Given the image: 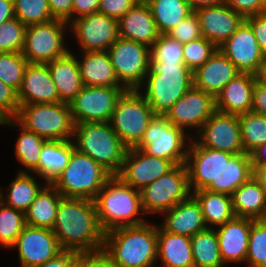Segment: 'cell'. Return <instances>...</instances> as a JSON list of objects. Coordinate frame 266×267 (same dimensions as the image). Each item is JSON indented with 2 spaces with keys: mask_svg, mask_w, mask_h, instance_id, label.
<instances>
[{
  "mask_svg": "<svg viewBox=\"0 0 266 267\" xmlns=\"http://www.w3.org/2000/svg\"><path fill=\"white\" fill-rule=\"evenodd\" d=\"M52 231L63 250L77 253L103 250L104 231L93 200L62 197Z\"/></svg>",
  "mask_w": 266,
  "mask_h": 267,
  "instance_id": "obj_1",
  "label": "cell"
},
{
  "mask_svg": "<svg viewBox=\"0 0 266 267\" xmlns=\"http://www.w3.org/2000/svg\"><path fill=\"white\" fill-rule=\"evenodd\" d=\"M103 251L114 267H155L157 224L147 221L112 229L104 233Z\"/></svg>",
  "mask_w": 266,
  "mask_h": 267,
  "instance_id": "obj_2",
  "label": "cell"
},
{
  "mask_svg": "<svg viewBox=\"0 0 266 267\" xmlns=\"http://www.w3.org/2000/svg\"><path fill=\"white\" fill-rule=\"evenodd\" d=\"M97 218L104 233L145 223L141 193L113 175L94 199ZM138 214V215H137ZM142 214V215H141Z\"/></svg>",
  "mask_w": 266,
  "mask_h": 267,
  "instance_id": "obj_3",
  "label": "cell"
},
{
  "mask_svg": "<svg viewBox=\"0 0 266 267\" xmlns=\"http://www.w3.org/2000/svg\"><path fill=\"white\" fill-rule=\"evenodd\" d=\"M146 80L140 86L154 115L165 116L170 108L193 87V72L184 63L150 62ZM143 87V88H142Z\"/></svg>",
  "mask_w": 266,
  "mask_h": 267,
  "instance_id": "obj_4",
  "label": "cell"
},
{
  "mask_svg": "<svg viewBox=\"0 0 266 267\" xmlns=\"http://www.w3.org/2000/svg\"><path fill=\"white\" fill-rule=\"evenodd\" d=\"M72 140L77 151L88 155L112 175L120 172L127 147L109 122L75 124Z\"/></svg>",
  "mask_w": 266,
  "mask_h": 267,
  "instance_id": "obj_5",
  "label": "cell"
},
{
  "mask_svg": "<svg viewBox=\"0 0 266 267\" xmlns=\"http://www.w3.org/2000/svg\"><path fill=\"white\" fill-rule=\"evenodd\" d=\"M112 176L88 155L74 149L69 164L51 184L63 197L94 201Z\"/></svg>",
  "mask_w": 266,
  "mask_h": 267,
  "instance_id": "obj_6",
  "label": "cell"
},
{
  "mask_svg": "<svg viewBox=\"0 0 266 267\" xmlns=\"http://www.w3.org/2000/svg\"><path fill=\"white\" fill-rule=\"evenodd\" d=\"M15 120L47 141L72 140L75 122L64 102L20 105Z\"/></svg>",
  "mask_w": 266,
  "mask_h": 267,
  "instance_id": "obj_7",
  "label": "cell"
},
{
  "mask_svg": "<svg viewBox=\"0 0 266 267\" xmlns=\"http://www.w3.org/2000/svg\"><path fill=\"white\" fill-rule=\"evenodd\" d=\"M153 117V110L142 92L138 89H128L117 100L109 123L120 141L127 148H132L141 141Z\"/></svg>",
  "mask_w": 266,
  "mask_h": 267,
  "instance_id": "obj_8",
  "label": "cell"
},
{
  "mask_svg": "<svg viewBox=\"0 0 266 267\" xmlns=\"http://www.w3.org/2000/svg\"><path fill=\"white\" fill-rule=\"evenodd\" d=\"M186 135L183 129L173 125L165 116L154 115L135 148L142 149L148 155L167 159L174 165L184 164L190 143L186 141L189 136Z\"/></svg>",
  "mask_w": 266,
  "mask_h": 267,
  "instance_id": "obj_9",
  "label": "cell"
},
{
  "mask_svg": "<svg viewBox=\"0 0 266 267\" xmlns=\"http://www.w3.org/2000/svg\"><path fill=\"white\" fill-rule=\"evenodd\" d=\"M144 213L170 210L191 194L188 170L184 164L175 165L169 172L140 191Z\"/></svg>",
  "mask_w": 266,
  "mask_h": 267,
  "instance_id": "obj_10",
  "label": "cell"
},
{
  "mask_svg": "<svg viewBox=\"0 0 266 267\" xmlns=\"http://www.w3.org/2000/svg\"><path fill=\"white\" fill-rule=\"evenodd\" d=\"M65 21L53 19L46 23L28 25L21 51L29 63L47 64L64 56L69 49L64 43Z\"/></svg>",
  "mask_w": 266,
  "mask_h": 267,
  "instance_id": "obj_11",
  "label": "cell"
},
{
  "mask_svg": "<svg viewBox=\"0 0 266 267\" xmlns=\"http://www.w3.org/2000/svg\"><path fill=\"white\" fill-rule=\"evenodd\" d=\"M119 82L128 89H139L150 66V48L119 37L107 50Z\"/></svg>",
  "mask_w": 266,
  "mask_h": 267,
  "instance_id": "obj_12",
  "label": "cell"
},
{
  "mask_svg": "<svg viewBox=\"0 0 266 267\" xmlns=\"http://www.w3.org/2000/svg\"><path fill=\"white\" fill-rule=\"evenodd\" d=\"M188 146L185 165L191 192L209 190L220 193L221 166L233 156L225 151H219L201 146L194 137ZM193 190V191H192Z\"/></svg>",
  "mask_w": 266,
  "mask_h": 267,
  "instance_id": "obj_13",
  "label": "cell"
},
{
  "mask_svg": "<svg viewBox=\"0 0 266 267\" xmlns=\"http://www.w3.org/2000/svg\"><path fill=\"white\" fill-rule=\"evenodd\" d=\"M125 87L83 86L70 102L75 124L109 122Z\"/></svg>",
  "mask_w": 266,
  "mask_h": 267,
  "instance_id": "obj_14",
  "label": "cell"
},
{
  "mask_svg": "<svg viewBox=\"0 0 266 267\" xmlns=\"http://www.w3.org/2000/svg\"><path fill=\"white\" fill-rule=\"evenodd\" d=\"M69 29L76 36L81 52L107 51L119 38L118 20L99 12L72 20Z\"/></svg>",
  "mask_w": 266,
  "mask_h": 267,
  "instance_id": "obj_15",
  "label": "cell"
},
{
  "mask_svg": "<svg viewBox=\"0 0 266 267\" xmlns=\"http://www.w3.org/2000/svg\"><path fill=\"white\" fill-rule=\"evenodd\" d=\"M203 147L230 154L245 153L238 115L215 111L195 136Z\"/></svg>",
  "mask_w": 266,
  "mask_h": 267,
  "instance_id": "obj_16",
  "label": "cell"
},
{
  "mask_svg": "<svg viewBox=\"0 0 266 267\" xmlns=\"http://www.w3.org/2000/svg\"><path fill=\"white\" fill-rule=\"evenodd\" d=\"M174 166L167 159L148 155L142 149L132 147L127 148L122 168L117 176L125 184L141 191L169 172Z\"/></svg>",
  "mask_w": 266,
  "mask_h": 267,
  "instance_id": "obj_17",
  "label": "cell"
},
{
  "mask_svg": "<svg viewBox=\"0 0 266 267\" xmlns=\"http://www.w3.org/2000/svg\"><path fill=\"white\" fill-rule=\"evenodd\" d=\"M20 267H37L63 251L52 229L26 225L15 243Z\"/></svg>",
  "mask_w": 266,
  "mask_h": 267,
  "instance_id": "obj_18",
  "label": "cell"
},
{
  "mask_svg": "<svg viewBox=\"0 0 266 267\" xmlns=\"http://www.w3.org/2000/svg\"><path fill=\"white\" fill-rule=\"evenodd\" d=\"M215 111V98L193 86L170 108L165 117L184 131L186 128H196L198 133Z\"/></svg>",
  "mask_w": 266,
  "mask_h": 267,
  "instance_id": "obj_19",
  "label": "cell"
},
{
  "mask_svg": "<svg viewBox=\"0 0 266 267\" xmlns=\"http://www.w3.org/2000/svg\"><path fill=\"white\" fill-rule=\"evenodd\" d=\"M218 48L240 72L256 74L265 61L255 35L245 21Z\"/></svg>",
  "mask_w": 266,
  "mask_h": 267,
  "instance_id": "obj_20",
  "label": "cell"
},
{
  "mask_svg": "<svg viewBox=\"0 0 266 267\" xmlns=\"http://www.w3.org/2000/svg\"><path fill=\"white\" fill-rule=\"evenodd\" d=\"M203 37L219 47L245 21V17L226 4L202 7L195 11Z\"/></svg>",
  "mask_w": 266,
  "mask_h": 267,
  "instance_id": "obj_21",
  "label": "cell"
},
{
  "mask_svg": "<svg viewBox=\"0 0 266 267\" xmlns=\"http://www.w3.org/2000/svg\"><path fill=\"white\" fill-rule=\"evenodd\" d=\"M17 97L20 105L60 102L47 64L28 63Z\"/></svg>",
  "mask_w": 266,
  "mask_h": 267,
  "instance_id": "obj_22",
  "label": "cell"
},
{
  "mask_svg": "<svg viewBox=\"0 0 266 267\" xmlns=\"http://www.w3.org/2000/svg\"><path fill=\"white\" fill-rule=\"evenodd\" d=\"M251 219L234 217L215 229L224 266L245 263L248 251Z\"/></svg>",
  "mask_w": 266,
  "mask_h": 267,
  "instance_id": "obj_23",
  "label": "cell"
},
{
  "mask_svg": "<svg viewBox=\"0 0 266 267\" xmlns=\"http://www.w3.org/2000/svg\"><path fill=\"white\" fill-rule=\"evenodd\" d=\"M256 81L255 74L240 72L216 96V111L235 115L251 112Z\"/></svg>",
  "mask_w": 266,
  "mask_h": 267,
  "instance_id": "obj_24",
  "label": "cell"
},
{
  "mask_svg": "<svg viewBox=\"0 0 266 267\" xmlns=\"http://www.w3.org/2000/svg\"><path fill=\"white\" fill-rule=\"evenodd\" d=\"M239 73L236 66L218 48L202 66L193 72V86L216 98L223 87Z\"/></svg>",
  "mask_w": 266,
  "mask_h": 267,
  "instance_id": "obj_25",
  "label": "cell"
},
{
  "mask_svg": "<svg viewBox=\"0 0 266 267\" xmlns=\"http://www.w3.org/2000/svg\"><path fill=\"white\" fill-rule=\"evenodd\" d=\"M119 37L151 47L159 33L145 0L138 1L119 20Z\"/></svg>",
  "mask_w": 266,
  "mask_h": 267,
  "instance_id": "obj_26",
  "label": "cell"
},
{
  "mask_svg": "<svg viewBox=\"0 0 266 267\" xmlns=\"http://www.w3.org/2000/svg\"><path fill=\"white\" fill-rule=\"evenodd\" d=\"M163 214L160 226L167 232L193 237L207 229L200 204L192 194Z\"/></svg>",
  "mask_w": 266,
  "mask_h": 267,
  "instance_id": "obj_27",
  "label": "cell"
},
{
  "mask_svg": "<svg viewBox=\"0 0 266 267\" xmlns=\"http://www.w3.org/2000/svg\"><path fill=\"white\" fill-rule=\"evenodd\" d=\"M157 267H194L191 237L173 234L157 225Z\"/></svg>",
  "mask_w": 266,
  "mask_h": 267,
  "instance_id": "obj_28",
  "label": "cell"
},
{
  "mask_svg": "<svg viewBox=\"0 0 266 267\" xmlns=\"http://www.w3.org/2000/svg\"><path fill=\"white\" fill-rule=\"evenodd\" d=\"M70 50L62 57L47 63L60 102L70 104L83 88L77 57Z\"/></svg>",
  "mask_w": 266,
  "mask_h": 267,
  "instance_id": "obj_29",
  "label": "cell"
},
{
  "mask_svg": "<svg viewBox=\"0 0 266 267\" xmlns=\"http://www.w3.org/2000/svg\"><path fill=\"white\" fill-rule=\"evenodd\" d=\"M78 60L83 86L124 87L118 80L107 51L82 52Z\"/></svg>",
  "mask_w": 266,
  "mask_h": 267,
  "instance_id": "obj_30",
  "label": "cell"
},
{
  "mask_svg": "<svg viewBox=\"0 0 266 267\" xmlns=\"http://www.w3.org/2000/svg\"><path fill=\"white\" fill-rule=\"evenodd\" d=\"M235 217L266 219V192L252 176L231 195Z\"/></svg>",
  "mask_w": 266,
  "mask_h": 267,
  "instance_id": "obj_31",
  "label": "cell"
},
{
  "mask_svg": "<svg viewBox=\"0 0 266 267\" xmlns=\"http://www.w3.org/2000/svg\"><path fill=\"white\" fill-rule=\"evenodd\" d=\"M74 149L73 140L46 141L38 163L39 178L51 184L69 164Z\"/></svg>",
  "mask_w": 266,
  "mask_h": 267,
  "instance_id": "obj_32",
  "label": "cell"
},
{
  "mask_svg": "<svg viewBox=\"0 0 266 267\" xmlns=\"http://www.w3.org/2000/svg\"><path fill=\"white\" fill-rule=\"evenodd\" d=\"M45 184L25 212V222L28 226L52 229L63 196L52 184Z\"/></svg>",
  "mask_w": 266,
  "mask_h": 267,
  "instance_id": "obj_33",
  "label": "cell"
},
{
  "mask_svg": "<svg viewBox=\"0 0 266 267\" xmlns=\"http://www.w3.org/2000/svg\"><path fill=\"white\" fill-rule=\"evenodd\" d=\"M200 204L207 228L224 225L235 217L230 195L212 192L206 189L192 193ZM211 225V226H209Z\"/></svg>",
  "mask_w": 266,
  "mask_h": 267,
  "instance_id": "obj_34",
  "label": "cell"
},
{
  "mask_svg": "<svg viewBox=\"0 0 266 267\" xmlns=\"http://www.w3.org/2000/svg\"><path fill=\"white\" fill-rule=\"evenodd\" d=\"M5 125L19 127V130L21 131V134L18 135L14 150L17 160H19L20 163L25 166V169H20L19 172L29 173L31 171L33 173L35 172V175L38 176L39 158L42 146L47 140L33 132L26 130L15 119L5 120L4 126Z\"/></svg>",
  "mask_w": 266,
  "mask_h": 267,
  "instance_id": "obj_35",
  "label": "cell"
},
{
  "mask_svg": "<svg viewBox=\"0 0 266 267\" xmlns=\"http://www.w3.org/2000/svg\"><path fill=\"white\" fill-rule=\"evenodd\" d=\"M154 18L159 34H168L193 11L187 0H145Z\"/></svg>",
  "mask_w": 266,
  "mask_h": 267,
  "instance_id": "obj_36",
  "label": "cell"
},
{
  "mask_svg": "<svg viewBox=\"0 0 266 267\" xmlns=\"http://www.w3.org/2000/svg\"><path fill=\"white\" fill-rule=\"evenodd\" d=\"M16 176L10 183L6 195L2 194L0 188V199L11 208L25 213L44 186L38 183L30 173L18 172Z\"/></svg>",
  "mask_w": 266,
  "mask_h": 267,
  "instance_id": "obj_37",
  "label": "cell"
},
{
  "mask_svg": "<svg viewBox=\"0 0 266 267\" xmlns=\"http://www.w3.org/2000/svg\"><path fill=\"white\" fill-rule=\"evenodd\" d=\"M253 176L251 155L234 154L220 171V193L232 195L244 182Z\"/></svg>",
  "mask_w": 266,
  "mask_h": 267,
  "instance_id": "obj_38",
  "label": "cell"
},
{
  "mask_svg": "<svg viewBox=\"0 0 266 267\" xmlns=\"http://www.w3.org/2000/svg\"><path fill=\"white\" fill-rule=\"evenodd\" d=\"M194 267H225L215 229L207 228L191 237Z\"/></svg>",
  "mask_w": 266,
  "mask_h": 267,
  "instance_id": "obj_39",
  "label": "cell"
},
{
  "mask_svg": "<svg viewBox=\"0 0 266 267\" xmlns=\"http://www.w3.org/2000/svg\"><path fill=\"white\" fill-rule=\"evenodd\" d=\"M241 128V141L246 154H251L266 143V116L247 112L238 115Z\"/></svg>",
  "mask_w": 266,
  "mask_h": 267,
  "instance_id": "obj_40",
  "label": "cell"
},
{
  "mask_svg": "<svg viewBox=\"0 0 266 267\" xmlns=\"http://www.w3.org/2000/svg\"><path fill=\"white\" fill-rule=\"evenodd\" d=\"M25 226V213L0 201V245L10 249Z\"/></svg>",
  "mask_w": 266,
  "mask_h": 267,
  "instance_id": "obj_41",
  "label": "cell"
},
{
  "mask_svg": "<svg viewBox=\"0 0 266 267\" xmlns=\"http://www.w3.org/2000/svg\"><path fill=\"white\" fill-rule=\"evenodd\" d=\"M28 63L21 52H0V80L18 91Z\"/></svg>",
  "mask_w": 266,
  "mask_h": 267,
  "instance_id": "obj_42",
  "label": "cell"
},
{
  "mask_svg": "<svg viewBox=\"0 0 266 267\" xmlns=\"http://www.w3.org/2000/svg\"><path fill=\"white\" fill-rule=\"evenodd\" d=\"M246 261L250 267H266V219H251Z\"/></svg>",
  "mask_w": 266,
  "mask_h": 267,
  "instance_id": "obj_43",
  "label": "cell"
},
{
  "mask_svg": "<svg viewBox=\"0 0 266 267\" xmlns=\"http://www.w3.org/2000/svg\"><path fill=\"white\" fill-rule=\"evenodd\" d=\"M14 13L26 26L53 20L48 0H13Z\"/></svg>",
  "mask_w": 266,
  "mask_h": 267,
  "instance_id": "obj_44",
  "label": "cell"
},
{
  "mask_svg": "<svg viewBox=\"0 0 266 267\" xmlns=\"http://www.w3.org/2000/svg\"><path fill=\"white\" fill-rule=\"evenodd\" d=\"M150 62L184 63L183 44L168 34H159L158 39L150 47Z\"/></svg>",
  "mask_w": 266,
  "mask_h": 267,
  "instance_id": "obj_45",
  "label": "cell"
},
{
  "mask_svg": "<svg viewBox=\"0 0 266 267\" xmlns=\"http://www.w3.org/2000/svg\"><path fill=\"white\" fill-rule=\"evenodd\" d=\"M218 49L205 37L198 38L183 44L184 64L192 71L202 66Z\"/></svg>",
  "mask_w": 266,
  "mask_h": 267,
  "instance_id": "obj_46",
  "label": "cell"
},
{
  "mask_svg": "<svg viewBox=\"0 0 266 267\" xmlns=\"http://www.w3.org/2000/svg\"><path fill=\"white\" fill-rule=\"evenodd\" d=\"M26 25L13 17L0 25V52H21Z\"/></svg>",
  "mask_w": 266,
  "mask_h": 267,
  "instance_id": "obj_47",
  "label": "cell"
},
{
  "mask_svg": "<svg viewBox=\"0 0 266 267\" xmlns=\"http://www.w3.org/2000/svg\"><path fill=\"white\" fill-rule=\"evenodd\" d=\"M168 35L182 44L201 38L199 18L195 11L181 20Z\"/></svg>",
  "mask_w": 266,
  "mask_h": 267,
  "instance_id": "obj_48",
  "label": "cell"
},
{
  "mask_svg": "<svg viewBox=\"0 0 266 267\" xmlns=\"http://www.w3.org/2000/svg\"><path fill=\"white\" fill-rule=\"evenodd\" d=\"M17 91L0 80V116L4 119H15L19 112Z\"/></svg>",
  "mask_w": 266,
  "mask_h": 267,
  "instance_id": "obj_49",
  "label": "cell"
},
{
  "mask_svg": "<svg viewBox=\"0 0 266 267\" xmlns=\"http://www.w3.org/2000/svg\"><path fill=\"white\" fill-rule=\"evenodd\" d=\"M140 0H100L98 12L119 20Z\"/></svg>",
  "mask_w": 266,
  "mask_h": 267,
  "instance_id": "obj_50",
  "label": "cell"
},
{
  "mask_svg": "<svg viewBox=\"0 0 266 267\" xmlns=\"http://www.w3.org/2000/svg\"><path fill=\"white\" fill-rule=\"evenodd\" d=\"M225 4L244 17L266 13V0H226Z\"/></svg>",
  "mask_w": 266,
  "mask_h": 267,
  "instance_id": "obj_51",
  "label": "cell"
},
{
  "mask_svg": "<svg viewBox=\"0 0 266 267\" xmlns=\"http://www.w3.org/2000/svg\"><path fill=\"white\" fill-rule=\"evenodd\" d=\"M245 22L251 27L253 34L266 60V13L245 17Z\"/></svg>",
  "mask_w": 266,
  "mask_h": 267,
  "instance_id": "obj_52",
  "label": "cell"
},
{
  "mask_svg": "<svg viewBox=\"0 0 266 267\" xmlns=\"http://www.w3.org/2000/svg\"><path fill=\"white\" fill-rule=\"evenodd\" d=\"M74 267H114L103 251L78 253Z\"/></svg>",
  "mask_w": 266,
  "mask_h": 267,
  "instance_id": "obj_53",
  "label": "cell"
},
{
  "mask_svg": "<svg viewBox=\"0 0 266 267\" xmlns=\"http://www.w3.org/2000/svg\"><path fill=\"white\" fill-rule=\"evenodd\" d=\"M73 0H48L49 9L53 19L67 22L72 21Z\"/></svg>",
  "mask_w": 266,
  "mask_h": 267,
  "instance_id": "obj_54",
  "label": "cell"
},
{
  "mask_svg": "<svg viewBox=\"0 0 266 267\" xmlns=\"http://www.w3.org/2000/svg\"><path fill=\"white\" fill-rule=\"evenodd\" d=\"M77 252L71 250H63L57 256L37 267H74L77 259Z\"/></svg>",
  "mask_w": 266,
  "mask_h": 267,
  "instance_id": "obj_55",
  "label": "cell"
},
{
  "mask_svg": "<svg viewBox=\"0 0 266 267\" xmlns=\"http://www.w3.org/2000/svg\"><path fill=\"white\" fill-rule=\"evenodd\" d=\"M99 5L100 0H73L72 20L84 15L97 13Z\"/></svg>",
  "mask_w": 266,
  "mask_h": 267,
  "instance_id": "obj_56",
  "label": "cell"
},
{
  "mask_svg": "<svg viewBox=\"0 0 266 267\" xmlns=\"http://www.w3.org/2000/svg\"><path fill=\"white\" fill-rule=\"evenodd\" d=\"M251 112L266 116V87L256 81Z\"/></svg>",
  "mask_w": 266,
  "mask_h": 267,
  "instance_id": "obj_57",
  "label": "cell"
},
{
  "mask_svg": "<svg viewBox=\"0 0 266 267\" xmlns=\"http://www.w3.org/2000/svg\"><path fill=\"white\" fill-rule=\"evenodd\" d=\"M15 17L13 0H0V25Z\"/></svg>",
  "mask_w": 266,
  "mask_h": 267,
  "instance_id": "obj_58",
  "label": "cell"
},
{
  "mask_svg": "<svg viewBox=\"0 0 266 267\" xmlns=\"http://www.w3.org/2000/svg\"><path fill=\"white\" fill-rule=\"evenodd\" d=\"M250 155L252 166H266V143L259 146Z\"/></svg>",
  "mask_w": 266,
  "mask_h": 267,
  "instance_id": "obj_59",
  "label": "cell"
},
{
  "mask_svg": "<svg viewBox=\"0 0 266 267\" xmlns=\"http://www.w3.org/2000/svg\"><path fill=\"white\" fill-rule=\"evenodd\" d=\"M192 11L202 7L225 4L226 0H187Z\"/></svg>",
  "mask_w": 266,
  "mask_h": 267,
  "instance_id": "obj_60",
  "label": "cell"
},
{
  "mask_svg": "<svg viewBox=\"0 0 266 267\" xmlns=\"http://www.w3.org/2000/svg\"><path fill=\"white\" fill-rule=\"evenodd\" d=\"M253 177L259 182L260 187L266 192V166H252Z\"/></svg>",
  "mask_w": 266,
  "mask_h": 267,
  "instance_id": "obj_61",
  "label": "cell"
},
{
  "mask_svg": "<svg viewBox=\"0 0 266 267\" xmlns=\"http://www.w3.org/2000/svg\"><path fill=\"white\" fill-rule=\"evenodd\" d=\"M255 75L257 82L266 87V60Z\"/></svg>",
  "mask_w": 266,
  "mask_h": 267,
  "instance_id": "obj_62",
  "label": "cell"
},
{
  "mask_svg": "<svg viewBox=\"0 0 266 267\" xmlns=\"http://www.w3.org/2000/svg\"><path fill=\"white\" fill-rule=\"evenodd\" d=\"M4 121H5V120L0 116V125L3 126V125H4Z\"/></svg>",
  "mask_w": 266,
  "mask_h": 267,
  "instance_id": "obj_63",
  "label": "cell"
}]
</instances>
